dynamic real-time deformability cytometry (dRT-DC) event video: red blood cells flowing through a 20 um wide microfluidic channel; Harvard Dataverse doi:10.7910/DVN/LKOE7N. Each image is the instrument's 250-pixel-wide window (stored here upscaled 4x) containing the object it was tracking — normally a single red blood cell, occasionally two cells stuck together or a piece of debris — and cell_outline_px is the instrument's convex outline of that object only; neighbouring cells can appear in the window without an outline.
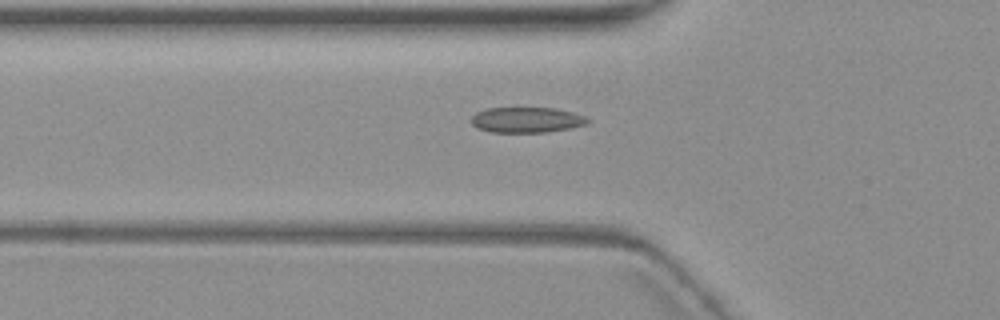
{"species": "common noctule bat (a hibernating species)", "species_latin": "Nyctalus noctula", "temperature_condition": "warm", "stored_images_in_passage": 3, "camera_frame_rate_fps": 3000, "um_per_image_px": 0.085, "animal": {"sex": "female", "body_mass_g": 19.3, "forearm_length_mm": 54.1}, "frame": {"image": 1, "passage_image": 3, "time_ms": 2.333, "image_size_px": [1000, 320], "cell_outline_px": [[592, 120], [588, 124], [548, 132], [492, 132], [476, 128], [472, 124], [472, 116], [476, 112], [488, 108], [556, 108], [572, 112], [584, 116]], "centroid_in_image_um": [44.78, 10.19], "position_along_channel_um": 81.0, "area_um2": 17.28}}